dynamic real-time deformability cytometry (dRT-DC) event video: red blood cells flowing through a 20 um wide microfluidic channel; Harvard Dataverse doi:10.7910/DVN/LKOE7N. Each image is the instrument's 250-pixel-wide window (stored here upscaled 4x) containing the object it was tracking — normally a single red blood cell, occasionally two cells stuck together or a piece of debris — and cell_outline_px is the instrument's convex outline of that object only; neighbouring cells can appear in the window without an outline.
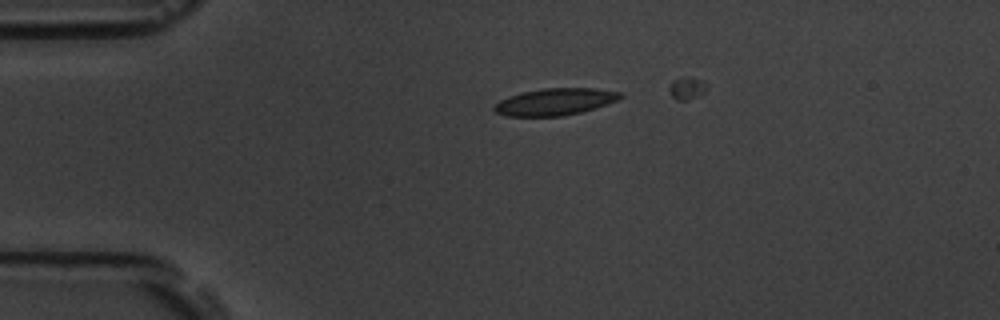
{"species": "common noctule bat (a hibernating species)", "species_latin": "Nyctalus noctula", "temperature_condition": "room temperature", "stored_images_in_passage": 11, "camera_frame_rate_fps": 3000, "um_per_image_px": 0.085, "animal": {"sex": "male", "body_mass_g": 19.5, "forearm_length_mm": 54.6}, "frame": {"image": 1, "passage_image": 1, "time_ms": 0.0, "image_size_px": [1000, 320], "cell_outline_px": [[624, 96], [608, 104], [596, 108], [564, 116], [508, 116], [496, 112], [492, 108], [500, 100], [508, 96], [524, 92], [544, 88], [596, 88], [624, 92]], "centroid_in_image_um": [47.23, 8.64], "position_along_channel_um": 37.8, "area_um2": 19.83}}
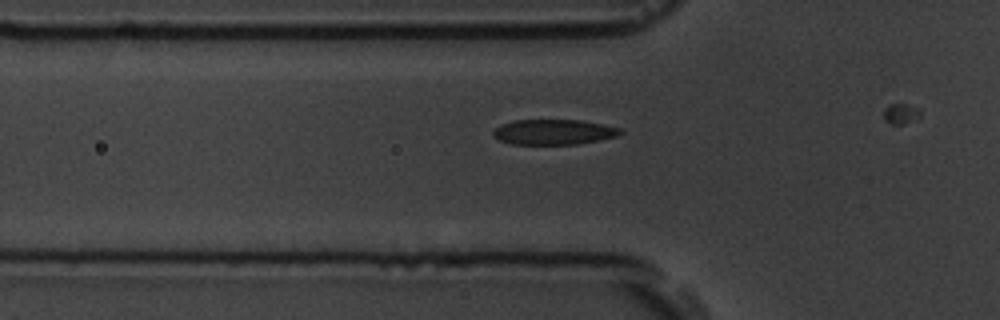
{"frame": {"image": 2, "passage_image": 7, "time_ms": 2.0, "image_size_px": [1000, 320], "cell_outline_px": [[624, 132], [616, 136], [600, 140], [576, 144], [512, 144], [500, 140], [492, 136], [492, 132], [500, 124], [516, 120], [580, 120], [604, 124], [620, 128]], "centroid_in_image_um": [47.06, 11.22], "position_along_channel_um": 78.7, "area_um2": 18.73}}
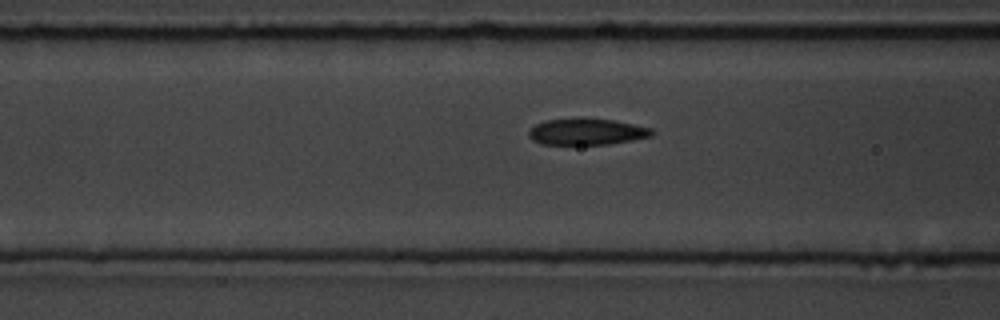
{"frame": {"image": 3, "passage_image": 10, "time_ms": 3.0, "image_size_px": [1000, 320], "cell_outline_px": [[656, 132], [652, 136], [632, 140], [608, 144], [540, 144], [532, 140], [528, 136], [528, 132], [536, 124], [544, 120], [580, 116], [612, 120], [652, 128]], "centroid_in_image_um": [49.85, 11.17], "position_along_channel_um": 116.7, "area_um2": 19.36}}